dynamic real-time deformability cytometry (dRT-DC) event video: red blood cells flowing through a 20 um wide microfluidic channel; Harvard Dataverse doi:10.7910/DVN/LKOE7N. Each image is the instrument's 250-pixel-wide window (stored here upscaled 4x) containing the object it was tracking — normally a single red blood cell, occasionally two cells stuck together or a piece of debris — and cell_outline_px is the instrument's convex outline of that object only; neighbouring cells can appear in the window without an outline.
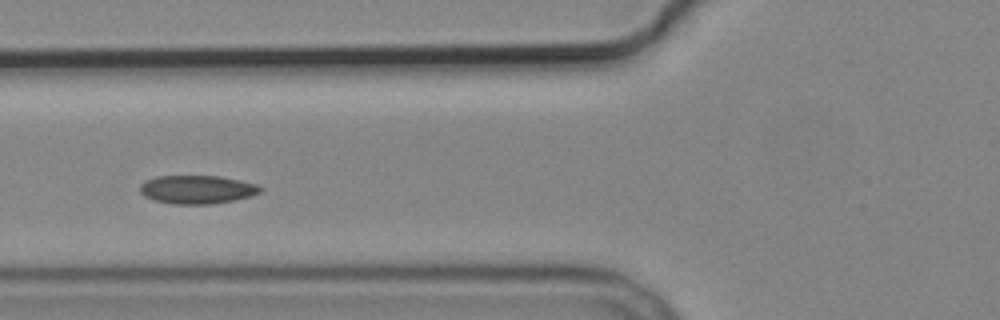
{"species": "common noctule bat (a hibernating species)", "species_latin": "Nyctalus noctula", "temperature_condition": "cold", "stored_images_in_passage": 7, "camera_frame_rate_fps": 3000, "um_per_image_px": 0.085, "animal": {"sex": "male", "body_mass_g": 19.2, "forearm_length_mm": 51.8}, "frame": {"image": 1, "passage_image": 6, "time_ms": 7.0, "image_size_px": [1000, 320], "cell_outline_px": [[264, 188], [260, 192], [252, 196], [236, 200], [212, 204], [172, 204], [152, 200], [144, 196], [140, 192], [140, 184], [144, 180], [156, 176], [220, 176], [240, 180], [256, 184]], "centroid_in_image_um": [16.75, 16.11], "position_along_channel_um": 109.1, "area_um2": 20.23}}
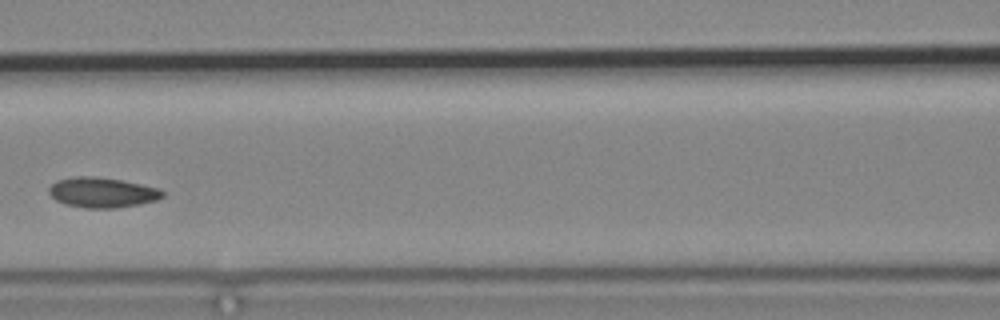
{"frame": {"image": 2, "passage_image": 7, "time_ms": 8.333, "image_size_px": [1000, 320], "cell_outline_px": [[164, 196], [156, 200], [140, 204], [116, 208], [88, 208], [64, 204], [56, 200], [48, 192], [48, 188], [56, 180], [72, 176], [96, 176], [120, 180], [160, 188], [164, 192]], "centroid_in_image_um": [8.67, 16.35], "position_along_channel_um": 157.9, "area_um2": 20.06}}